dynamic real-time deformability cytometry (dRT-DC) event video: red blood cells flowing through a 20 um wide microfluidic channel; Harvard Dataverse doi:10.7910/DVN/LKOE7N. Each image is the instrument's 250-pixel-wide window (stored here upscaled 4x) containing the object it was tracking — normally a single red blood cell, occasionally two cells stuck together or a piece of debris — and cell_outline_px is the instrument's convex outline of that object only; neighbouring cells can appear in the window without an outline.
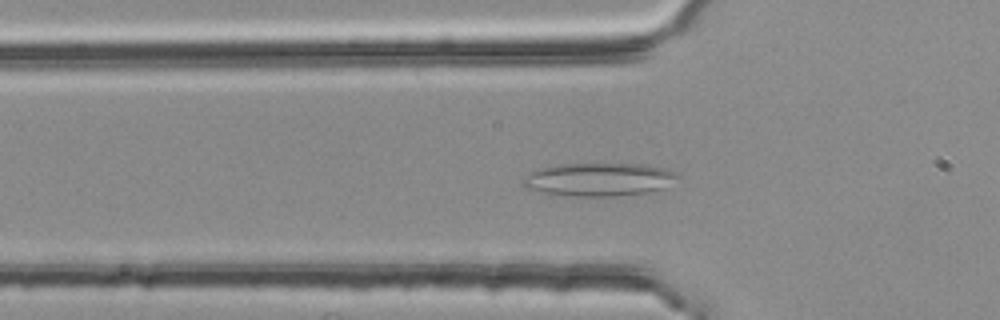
{"species": "common noctule bat (a hibernating species)", "species_latin": "Nyctalus noctula", "temperature_condition": "room temperature", "stored_images_in_passage": 48, "camera_frame_rate_fps": 3000, "um_per_image_px": 0.085, "animal": {"sex": "female", "body_mass_g": 25.1}, "frame": {"image": 1, "passage_image": 17, "time_ms": 5.333, "image_size_px": [1000, 320], "cell_outline_px": [[680, 176], [664, 188], [652, 192], [616, 196], [572, 196], [540, 192], [524, 188], [520, 180], [524, 176], [536, 168], [560, 164], [596, 160], [644, 164], [668, 168], [676, 172]], "centroid_in_image_um": [50.89, 15.2], "position_along_channel_um": 74.9, "area_um2": 31.62}}
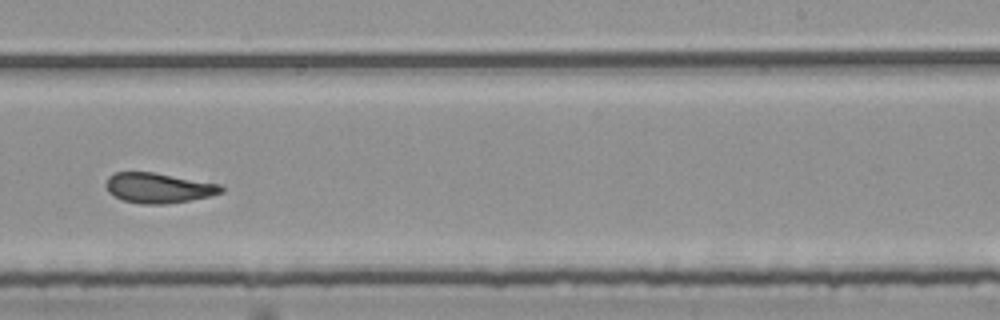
{"frame": {"image": 2, "passage_image": 33, "time_ms": 10.667, "image_size_px": [1000, 320], "cell_outline_px": [[224, 192], [212, 196], [164, 204], [140, 204], [124, 200], [108, 192], [104, 184], [108, 176], [116, 172], [152, 172], [220, 184], [224, 188]], "centroid_in_image_um": [13.46, 15.97], "position_along_channel_um": 275.5, "area_um2": 20.17}}
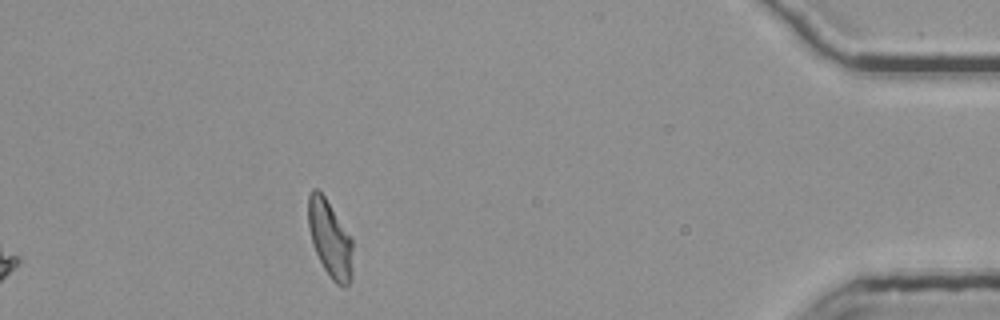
{"frame": {"image": 3, "passage_image": 48, "time_ms": 15.667, "image_size_px": [1000, 320], "cell_outline_px": [[352, 280], [344, 288], [336, 284], [332, 280], [324, 268], [312, 244], [308, 228], [308, 196], [312, 188], [316, 188], [324, 196], [352, 236]], "centroid_in_image_um": [28.06, 20.31], "position_along_channel_um": 407.1, "area_um2": 20.17}, "authors_computed_cell_mechanics": {"area_um2": 20.9525, "velocity_mm_per_s": 3.7614, "shape_relaxation_time_tau1_ms": null, "shape_relaxation_time_tau2_ms": 2.1648, "deformation_change_tau1": null, "deformation_change_tau2": 0.1037}}